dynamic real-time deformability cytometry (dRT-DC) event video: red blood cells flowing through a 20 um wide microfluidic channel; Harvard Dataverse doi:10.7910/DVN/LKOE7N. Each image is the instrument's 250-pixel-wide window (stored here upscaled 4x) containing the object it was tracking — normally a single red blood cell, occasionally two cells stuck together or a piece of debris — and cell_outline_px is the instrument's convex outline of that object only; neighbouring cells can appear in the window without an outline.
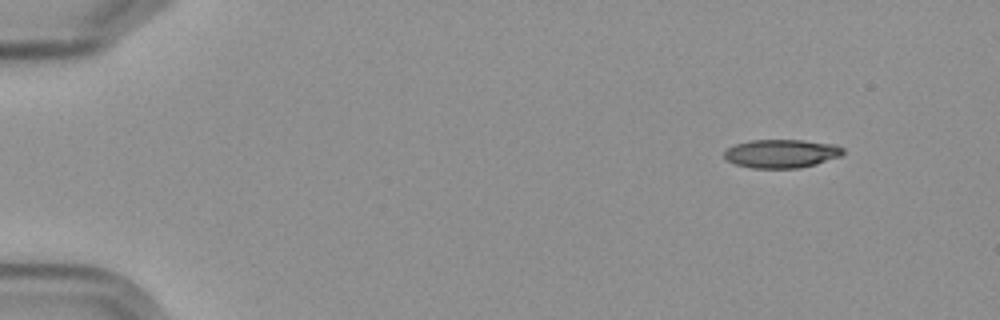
{"species": "Egyptian fruit bat (a non-hibernating species)", "species_latin": "Rousettus aegyptiacus", "temperature_condition": "cold", "stored_images_in_passage": 9, "camera_frame_rate_fps": 3000, "um_per_image_px": 0.085, "frame": {"image": 1, "passage_image": 1, "time_ms": 0.0, "image_size_px": [1000, 320], "cell_outline_px": [[844, 152], [840, 156], [816, 164], [800, 168], [752, 168], [736, 164], [724, 160], [724, 152], [728, 148], [736, 144], [748, 140], [804, 140], [836, 144], [844, 148]], "centroid_in_image_um": [66.42, 13.05], "position_along_channel_um": 18.6, "area_um2": 19.88}}
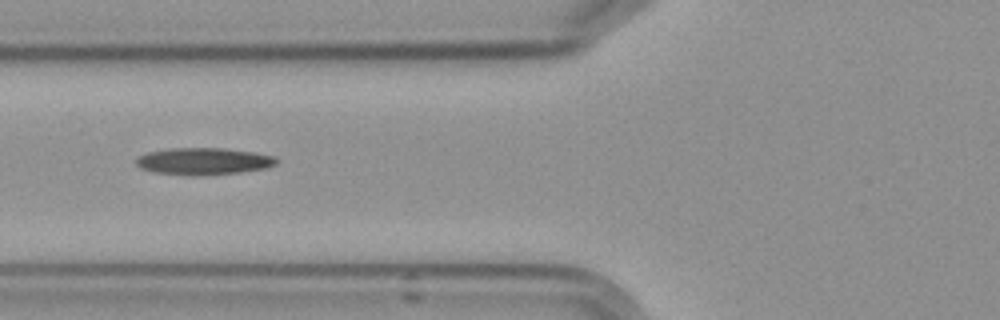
{"frame": {"image": 2, "passage_image": 6, "time_ms": 5.667, "image_size_px": [1000, 320], "cell_outline_px": [[276, 164], [264, 168], [240, 172], [156, 172], [140, 168], [136, 164], [136, 156], [148, 152], [168, 148], [224, 148], [256, 152], [276, 156]], "centroid_in_image_um": [17.32, 13.63], "position_along_channel_um": 108.5, "area_um2": 20.87}}
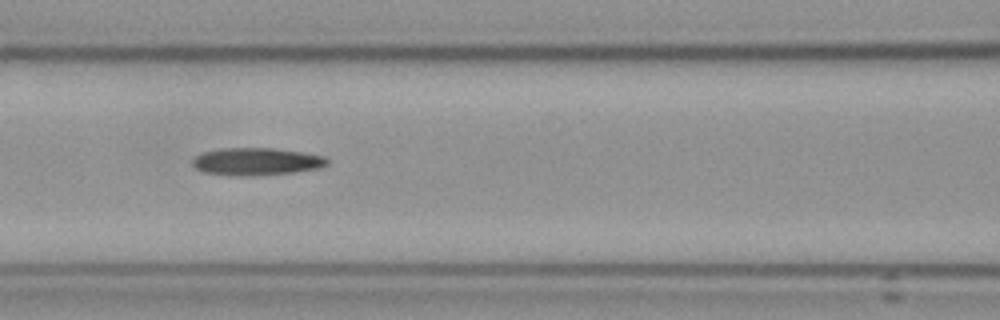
{"frame": {"image": 3, "passage_image": 7, "time_ms": 6.667, "image_size_px": [1000, 320], "cell_outline_px": [[328, 164], [320, 168], [292, 172], [252, 176], [240, 176], [204, 172], [196, 168], [192, 164], [192, 160], [196, 156], [204, 152], [224, 148], [272, 148], [304, 152], [324, 156], [328, 160]], "centroid_in_image_um": [21.82, 13.73], "position_along_channel_um": 144.8, "area_um2": 21.44}}